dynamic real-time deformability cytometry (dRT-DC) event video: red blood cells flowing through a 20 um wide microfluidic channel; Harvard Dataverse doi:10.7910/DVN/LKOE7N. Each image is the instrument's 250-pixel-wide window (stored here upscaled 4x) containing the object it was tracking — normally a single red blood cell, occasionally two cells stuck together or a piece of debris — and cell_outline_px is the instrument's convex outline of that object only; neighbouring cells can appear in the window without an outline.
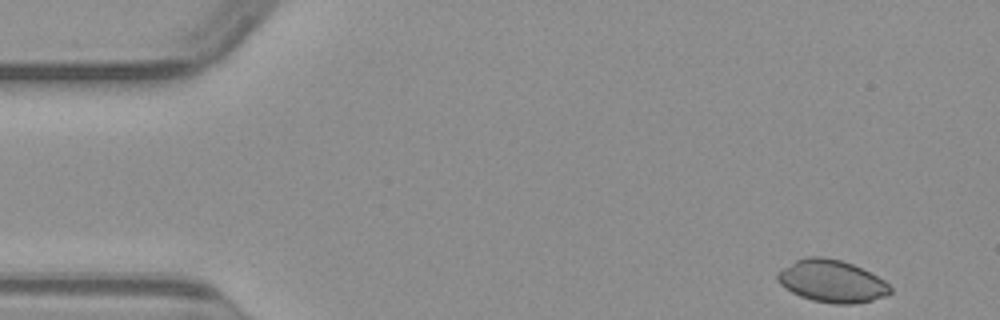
{"species": "common noctule bat (a hibernating species)", "species_latin": "Nyctalus noctula", "temperature_condition": "warm", "stored_images_in_passage": 47, "camera_frame_rate_fps": 3000, "um_per_image_px": 0.085, "animal": {"sex": "male", "body_mass_g": 23.1, "forearm_length_mm": 52.7}, "frame": {"image": 1, "passage_image": 1, "time_ms": 0.0, "image_size_px": [1000, 320], "cell_outline_px": [[892, 292], [888, 296], [856, 304], [832, 304], [812, 300], [800, 296], [784, 288], [776, 280], [776, 272], [796, 260], [808, 256], [820, 256], [840, 260], [852, 264], [884, 280], [892, 288]], "centroid_in_image_um": [70.69, 23.91], "position_along_channel_um": 14.3, "area_um2": 27.92}}
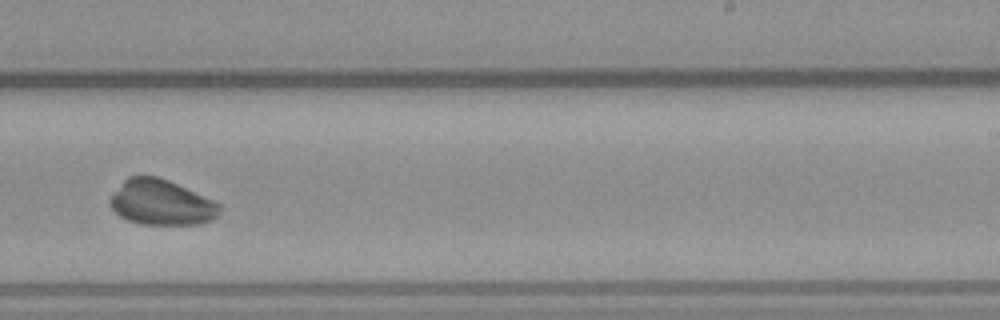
{"frame": {"image": 2, "passage_image": 28, "time_ms": 9.0, "image_size_px": [1000, 320], "cell_outline_px": [[220, 208], [216, 216], [212, 220], [200, 224], [140, 224], [128, 220], [120, 216], [108, 204], [108, 200], [124, 180], [128, 176], [156, 176], [168, 180], [212, 200], [220, 204]], "centroid_in_image_um": [13.68, 17.22], "position_along_channel_um": 275.3, "area_um2": 28.61}}
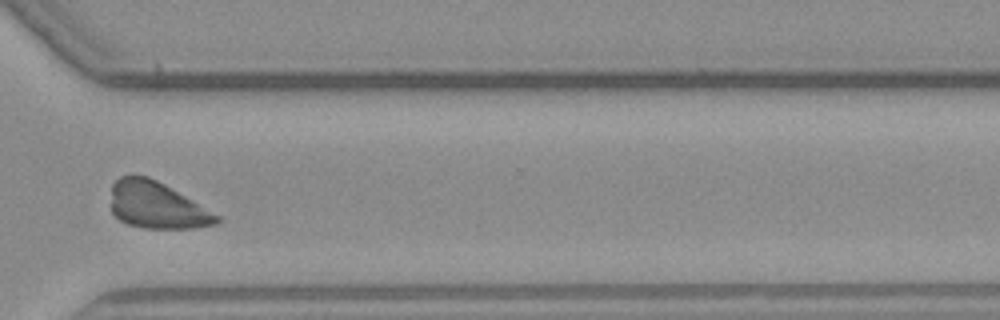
{"frame": {"image": 3, "passage_image": 34, "time_ms": 11.0, "image_size_px": [1000, 320], "cell_outline_px": [[224, 220], [220, 224], [196, 228], [144, 228], [128, 224], [120, 220], [112, 212], [112, 184], [120, 176], [148, 176], [164, 184], [220, 216]], "centroid_in_image_um": [13.37, 17.47], "position_along_channel_um": 357.2, "area_um2": 28.67}}